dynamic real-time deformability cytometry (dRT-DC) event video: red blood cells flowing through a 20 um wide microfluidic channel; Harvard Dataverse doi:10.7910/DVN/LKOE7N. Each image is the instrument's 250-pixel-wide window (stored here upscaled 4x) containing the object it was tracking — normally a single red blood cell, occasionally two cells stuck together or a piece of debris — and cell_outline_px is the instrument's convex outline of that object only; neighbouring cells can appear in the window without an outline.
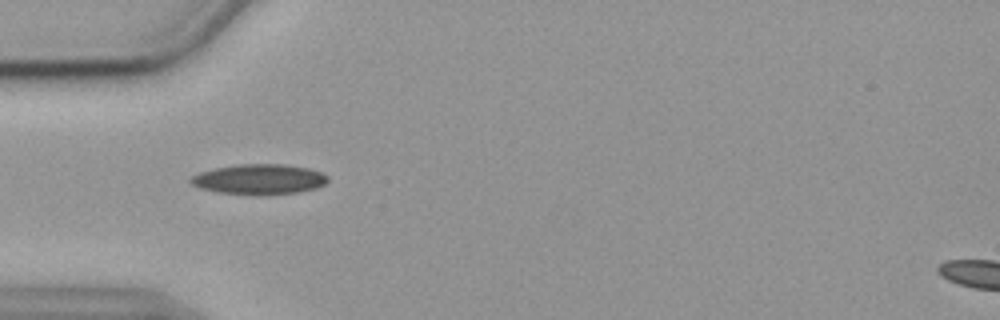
{"species": "common noctule bat (a hibernating species)", "species_latin": "Nyctalus noctula", "temperature_condition": "cold", "stored_images_in_passage": 39, "camera_frame_rate_fps": 3000, "um_per_image_px": 0.085, "animal": {"sex": "female", "body_mass_g": 19.9}, "frame": {"image": 1, "passage_image": 8, "time_ms": 2.333, "image_size_px": [1000, 320], "cell_outline_px": [[328, 180], [324, 184], [316, 188], [296, 192], [216, 192], [200, 188], [192, 184], [188, 180], [192, 176], [200, 172], [216, 168], [236, 164], [284, 164], [308, 168], [324, 172], [328, 176]], "centroid_in_image_um": [22.04, 15.18], "position_along_channel_um": 63.0, "area_um2": 23.24}}
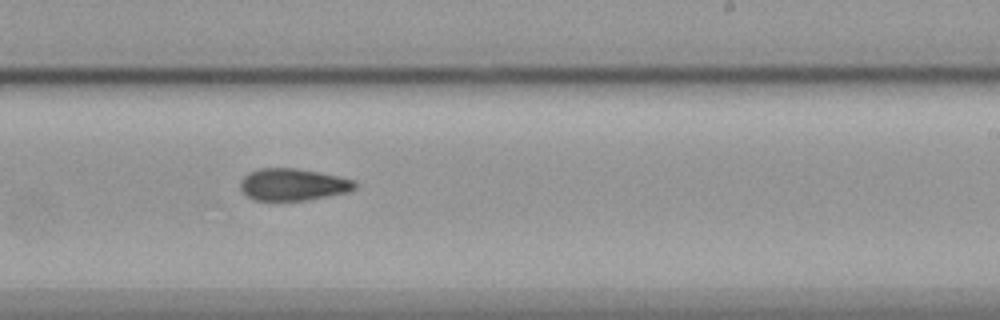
{"frame": {"image": 2, "passage_image": 25, "time_ms": 8.0, "image_size_px": [1000, 320], "cell_outline_px": [[356, 188], [348, 192], [304, 200], [252, 200], [240, 188], [240, 180], [248, 172], [260, 168], [296, 168], [356, 180]], "centroid_in_image_um": [24.87, 15.68], "position_along_channel_um": 264.1, "area_um2": 21.21}}
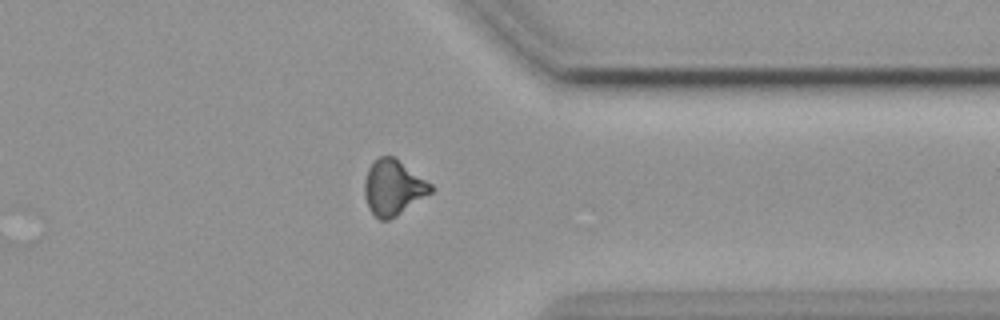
{"frame": {"image": 3, "passage_image": 35, "time_ms": 11.333, "image_size_px": [1000, 320], "cell_outline_px": [[436, 188], [432, 192], [396, 216], [388, 220], [380, 220], [368, 208], [364, 196], [364, 180], [368, 168], [380, 156], [392, 156], [432, 184]], "centroid_in_image_um": [33.41, 15.96], "position_along_channel_um": 378.0, "area_um2": 21.15}, "authors_computed_cell_mechanics": {"area_um2": 21.675, "velocity_mm_per_s": 3.5781, "shape_relaxation_time_tau1_ms": null, "shape_relaxation_time_tau2_ms": 7.3968, "deformation_change_tau1": null, "deformation_change_tau2": 0.1572}}